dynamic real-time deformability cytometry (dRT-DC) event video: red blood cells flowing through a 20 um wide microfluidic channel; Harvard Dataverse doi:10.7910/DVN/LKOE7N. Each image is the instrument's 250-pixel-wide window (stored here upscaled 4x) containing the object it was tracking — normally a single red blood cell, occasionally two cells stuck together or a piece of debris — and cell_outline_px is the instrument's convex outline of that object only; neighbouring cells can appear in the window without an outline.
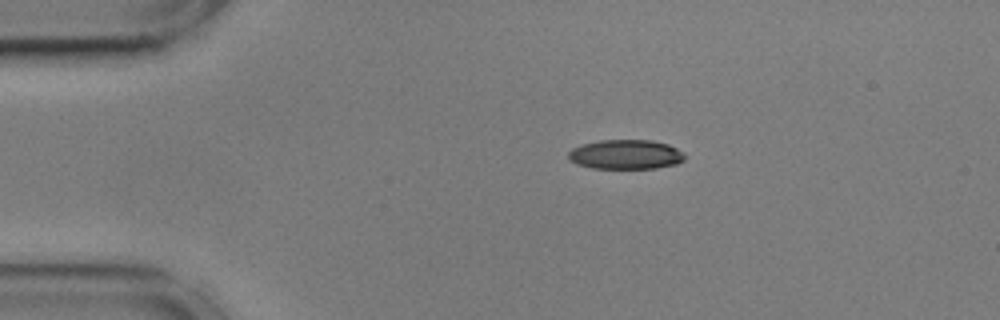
{"species": "common noctule bat (a hibernating species)", "species_latin": "Nyctalus noctula", "temperature_condition": "cold", "stored_images_in_passage": 46, "camera_frame_rate_fps": 3000, "um_per_image_px": 0.085, "animal": {"sex": "male", "body_mass_g": 17.9, "forearm_length_mm": 54.2}, "frame": {"image": 1, "passage_image": 1, "time_ms": 0.0, "image_size_px": [1000, 320], "cell_outline_px": [[684, 160], [676, 164], [656, 168], [592, 168], [576, 164], [568, 160], [568, 152], [572, 148], [584, 144], [600, 140], [652, 140], [668, 144], [684, 152]], "centroid_in_image_um": [53.18, 13.13], "position_along_channel_um": 31.8, "area_um2": 20.06}}
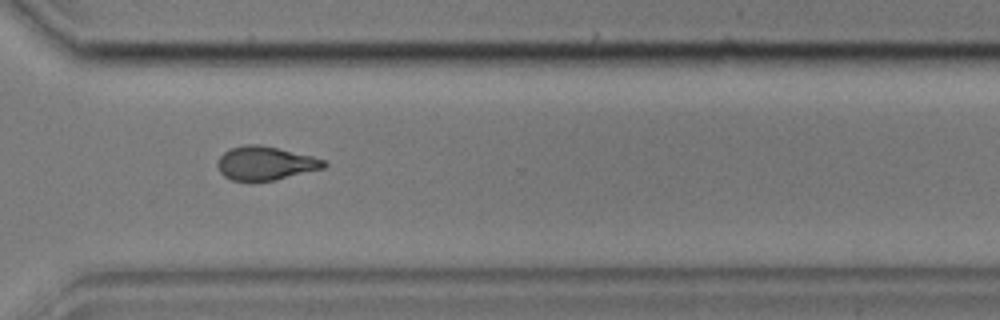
{"frame": {"image": 2, "passage_image": 31, "time_ms": 10.0, "image_size_px": [1000, 320], "cell_outline_px": [[328, 164], [324, 168], [276, 180], [232, 180], [224, 176], [220, 172], [216, 164], [220, 156], [228, 148], [248, 144], [256, 144], [276, 148], [312, 156], [324, 160]], "centroid_in_image_um": [22.54, 13.87], "position_along_channel_um": 348.1, "area_um2": 20.69}}
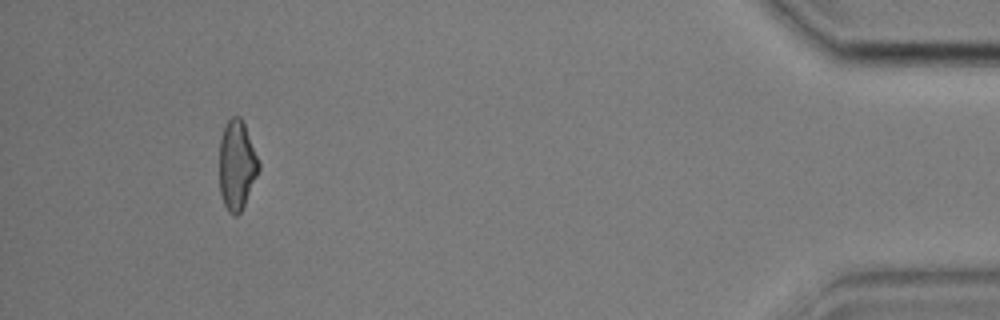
{"frame": {"image": 3, "passage_image": 42, "time_ms": 13.667, "image_size_px": [1000, 320], "cell_outline_px": [[260, 168], [244, 204], [240, 212], [236, 216], [232, 216], [228, 212], [224, 204], [220, 192], [220, 140], [224, 128], [228, 120], [232, 116], [240, 116], [244, 124], [260, 164]], "centroid_in_image_um": [20.12, 14.05], "position_along_channel_um": 415.1, "area_um2": 20.17}, "authors_computed_cell_mechanics": {"area_um2": 21.2993, "velocity_mm_per_s": 3.6038, "shape_relaxation_time_tau1_ms": 5.5408, "shape_relaxation_time_tau2_ms": 2.9598, "deformation_change_tau1": 0.1659, "deformation_change_tau2": 0.0952}}